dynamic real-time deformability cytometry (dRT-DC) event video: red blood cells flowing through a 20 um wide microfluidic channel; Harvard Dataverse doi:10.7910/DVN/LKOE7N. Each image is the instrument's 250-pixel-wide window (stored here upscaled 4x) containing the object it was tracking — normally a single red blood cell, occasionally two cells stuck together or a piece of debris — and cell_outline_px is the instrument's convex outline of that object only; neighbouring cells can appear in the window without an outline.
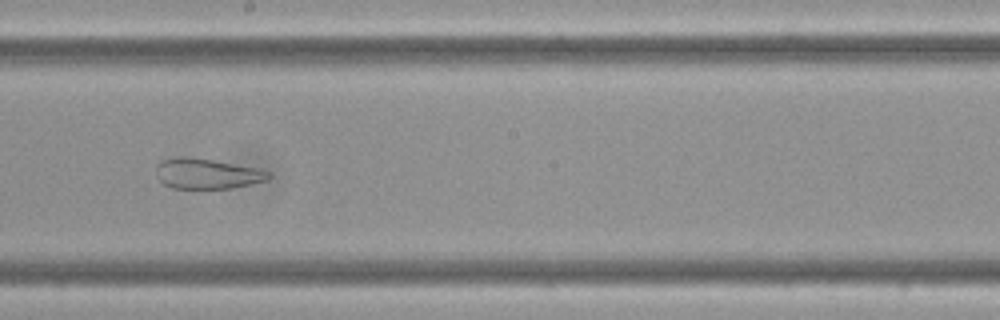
{"species": "Egyptian fruit bat (a non-hibernating species)", "species_latin": "Rousettus aegyptiacus", "temperature_condition": "cold", "stored_images_in_passage": 9, "camera_frame_rate_fps": 3000, "um_per_image_px": 0.085, "frame": {"image": 1, "passage_image": 9, "time_ms": 2.667, "image_size_px": [1000, 320], "cell_outline_px": [[272, 176], [268, 180], [232, 188], [172, 188], [164, 184], [156, 176], [156, 164], [160, 160], [172, 156], [192, 156], [256, 168], [268, 172]], "centroid_in_image_um": [17.53, 14.74], "position_along_channel_um": 230.7, "area_um2": 20.06}}